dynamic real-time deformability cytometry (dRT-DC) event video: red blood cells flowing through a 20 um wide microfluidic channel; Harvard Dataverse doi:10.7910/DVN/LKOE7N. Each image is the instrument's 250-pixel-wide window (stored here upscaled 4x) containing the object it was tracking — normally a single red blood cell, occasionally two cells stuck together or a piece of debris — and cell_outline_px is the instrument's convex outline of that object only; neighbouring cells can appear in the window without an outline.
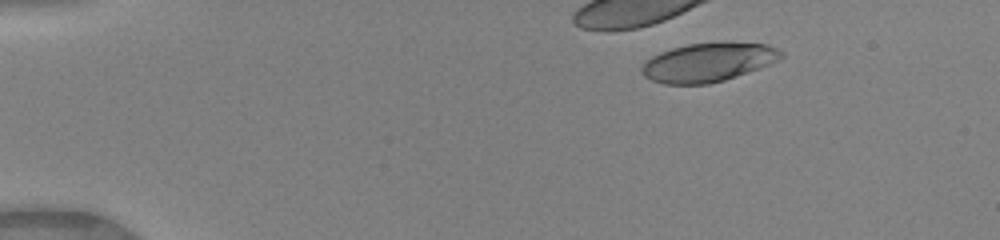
{"species": "human", "species_latin": "Homo sapiens", "temperature_condition": "warm", "stored_images_in_passage": 50, "camera_frame_rate_fps": 3000, "um_per_image_px": 0.085, "donor": {"sex": "female"}, "frame": {"image": 1, "passage_image": 8, "time_ms": 2.333, "image_size_px": [1000, 240], "cell_outline_px": [[784, 56], [780, 60], [760, 68], [724, 80], [708, 84], [664, 84], [652, 80], [644, 76], [640, 72], [640, 68], [644, 60], [660, 52], [672, 48], [688, 44], [768, 44], [784, 52]], "centroid_in_image_um": [60.16, 5.32], "position_along_channel_um": 24.8, "area_um2": 31.15}}